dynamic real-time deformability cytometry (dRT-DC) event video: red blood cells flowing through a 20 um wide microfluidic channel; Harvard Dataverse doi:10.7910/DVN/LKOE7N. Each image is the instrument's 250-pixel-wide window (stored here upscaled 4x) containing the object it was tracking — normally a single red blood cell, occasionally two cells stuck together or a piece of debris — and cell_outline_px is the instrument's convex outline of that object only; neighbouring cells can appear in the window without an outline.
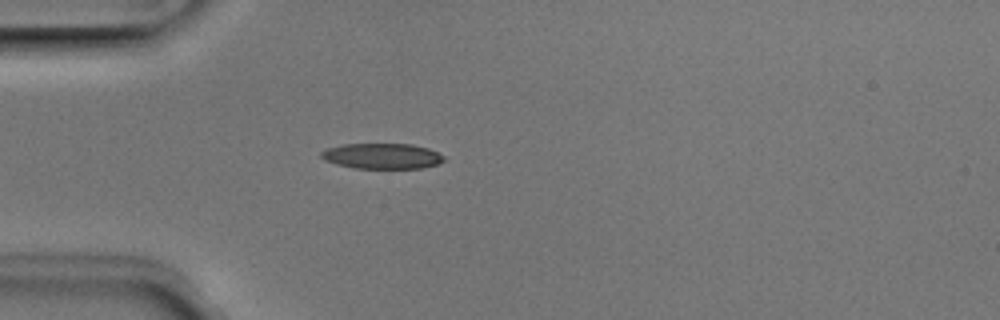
{"species": "Egyptian fruit bat (a non-hibernating species)", "species_latin": "Rousettus aegyptiacus", "temperature_condition": "room temperature", "stored_images_in_passage": 3, "camera_frame_rate_fps": 3000, "um_per_image_px": 0.085, "animal": {"sex": "male"}, "frame": {"image": 1, "passage_image": 3, "time_ms": 0.667, "image_size_px": [1000, 320], "cell_outline_px": [[444, 160], [440, 164], [420, 168], [356, 168], [336, 164], [324, 160], [320, 156], [320, 152], [328, 148], [344, 144], [412, 144], [428, 148], [444, 156]], "centroid_in_image_um": [32.48, 13.26], "position_along_channel_um": 52.5, "area_um2": 18.21}}